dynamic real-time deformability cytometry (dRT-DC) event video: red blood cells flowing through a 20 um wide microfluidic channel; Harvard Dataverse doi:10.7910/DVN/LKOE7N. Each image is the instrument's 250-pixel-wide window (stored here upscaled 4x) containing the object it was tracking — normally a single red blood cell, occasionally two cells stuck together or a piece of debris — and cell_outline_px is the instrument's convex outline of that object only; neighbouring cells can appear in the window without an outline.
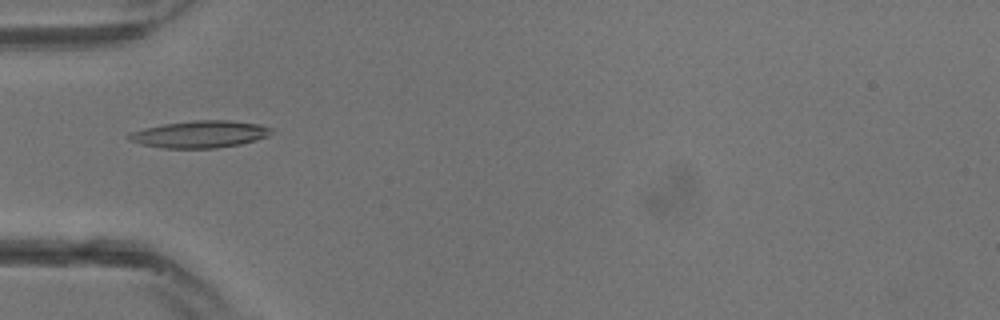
{"species": "common noctule bat (a hibernating species)", "species_latin": "Nyctalus noctula", "temperature_condition": "warm", "stored_images_in_passage": 1, "camera_frame_rate_fps": 3000, "um_per_image_px": 0.085, "animal": {"sex": "male", "body_mass_g": 13.3}, "frame": {"image": 1, "passage_image": 1, "time_ms": 0.0, "image_size_px": [1000, 320], "cell_outline_px": [[272, 132], [268, 136], [256, 140], [240, 144], [216, 148], [164, 148], [140, 144], [128, 140], [124, 136], [132, 132], [144, 128], [164, 124], [192, 120], [228, 120], [260, 124], [272, 128]], "centroid_in_image_um": [16.98, 11.41], "position_along_channel_um": 68.0, "area_um2": 22.54}}